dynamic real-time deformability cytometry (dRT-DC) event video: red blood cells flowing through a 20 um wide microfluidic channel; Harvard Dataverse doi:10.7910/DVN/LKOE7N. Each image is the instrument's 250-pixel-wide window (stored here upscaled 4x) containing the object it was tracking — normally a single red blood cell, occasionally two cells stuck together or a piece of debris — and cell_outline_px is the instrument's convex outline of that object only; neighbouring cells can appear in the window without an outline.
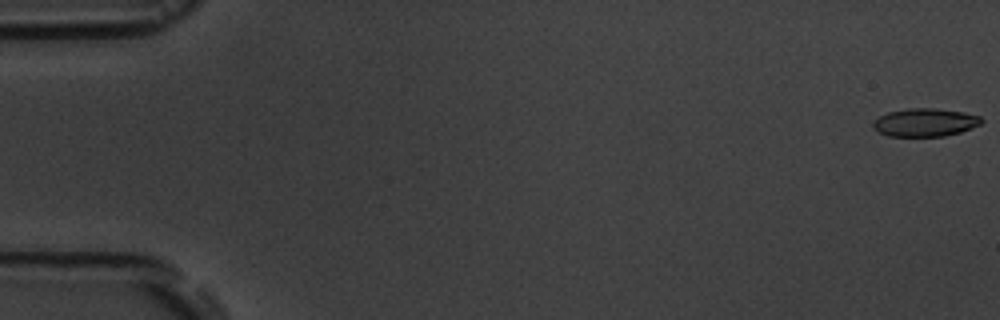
{"species": "common noctule bat (a hibernating species)", "species_latin": "Nyctalus noctula", "temperature_condition": "room temperature", "stored_images_in_passage": 5, "camera_frame_rate_fps": 3000, "um_per_image_px": 0.085, "animal": {"sex": "male", "body_mass_g": 19.5, "forearm_length_mm": 54.6}, "frame": {"image": 1, "passage_image": 1, "time_ms": 0.0, "image_size_px": [1000, 320], "cell_outline_px": [[984, 120], [980, 124], [960, 132], [944, 136], [888, 136], [876, 132], [872, 128], [872, 120], [888, 112], [908, 108], [936, 108], [964, 112], [980, 116]], "centroid_in_image_um": [78.58, 10.4], "position_along_channel_um": 6.4, "area_um2": 17.92}}